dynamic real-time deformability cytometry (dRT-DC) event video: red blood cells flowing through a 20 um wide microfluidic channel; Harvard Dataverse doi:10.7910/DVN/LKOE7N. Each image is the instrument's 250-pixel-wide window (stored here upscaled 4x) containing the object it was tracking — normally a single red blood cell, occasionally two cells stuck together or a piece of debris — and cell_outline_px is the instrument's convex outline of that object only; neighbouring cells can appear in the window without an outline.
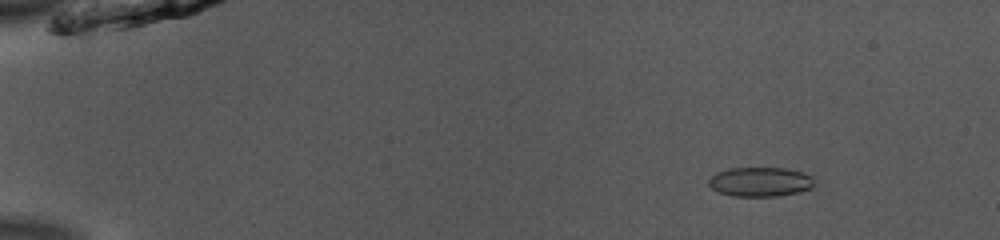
{"species": "common noctule bat (a hibernating species)", "species_latin": "Nyctalus noctula", "temperature_condition": "room temperature", "stored_images_in_passage": 47, "camera_frame_rate_fps": 3000, "um_per_image_px": 0.085, "animal": {"sex": "male", "body_mass_g": 13.0, "forearm_length_mm": 53.1}, "frame": {"image": 1, "passage_image": 2, "time_ms": 0.333, "image_size_px": [1000, 240], "cell_outline_px": [[820, 180], [812, 188], [800, 192], [780, 196], [736, 196], [720, 192], [712, 188], [708, 184], [708, 180], [716, 172], [728, 168], [784, 168], [800, 172], [812, 176]], "centroid_in_image_um": [64.69, 15.45], "position_along_channel_um": 20.3, "area_um2": 18.32}}
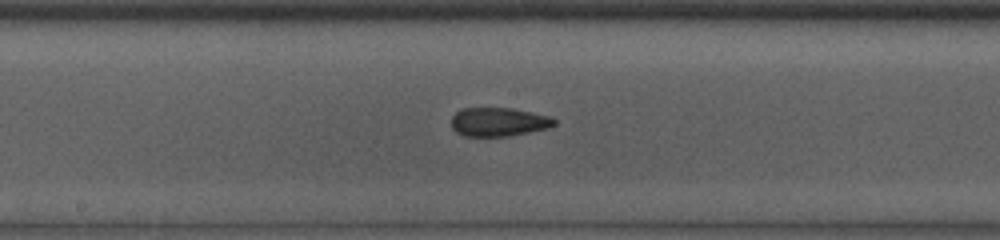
{"frame": {"image": 2, "passage_image": 24, "time_ms": 7.667, "image_size_px": [1000, 240], "cell_outline_px": [[556, 124], [548, 128], [508, 136], [464, 136], [456, 132], [452, 128], [452, 116], [460, 108], [512, 108], [532, 112], [548, 116], [556, 120]], "centroid_in_image_um": [42.36, 10.36], "position_along_channel_um": 205.8, "area_um2": 17.22}}
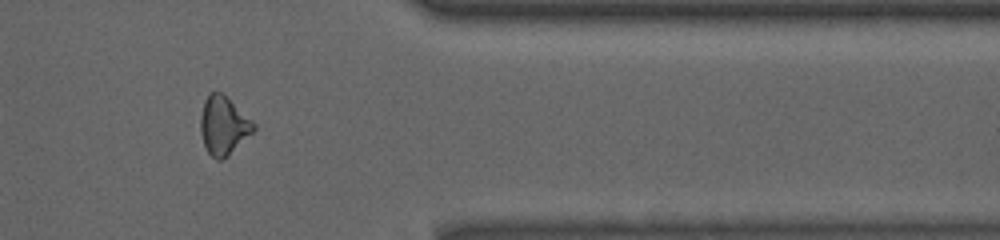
{"frame": {"image": 3, "passage_image": 39, "time_ms": 12.667, "image_size_px": [1000, 240], "cell_outline_px": [[256, 128], [228, 156], [220, 160], [216, 160], [208, 152], [204, 144], [200, 132], [200, 116], [204, 100], [208, 92], [224, 92], [256, 124]], "centroid_in_image_um": [18.99, 10.63], "position_along_channel_um": 392.4, "area_um2": 18.26}, "authors_computed_cell_mechanics": {"area_um2": 18.0336, "velocity_mm_per_s": 3.9416, "shape_relaxation_time_tau1_ms": null, "shape_relaxation_time_tau2_ms": 1.6124, "deformation_change_tau1": null, "deformation_change_tau2": 0.0905}}